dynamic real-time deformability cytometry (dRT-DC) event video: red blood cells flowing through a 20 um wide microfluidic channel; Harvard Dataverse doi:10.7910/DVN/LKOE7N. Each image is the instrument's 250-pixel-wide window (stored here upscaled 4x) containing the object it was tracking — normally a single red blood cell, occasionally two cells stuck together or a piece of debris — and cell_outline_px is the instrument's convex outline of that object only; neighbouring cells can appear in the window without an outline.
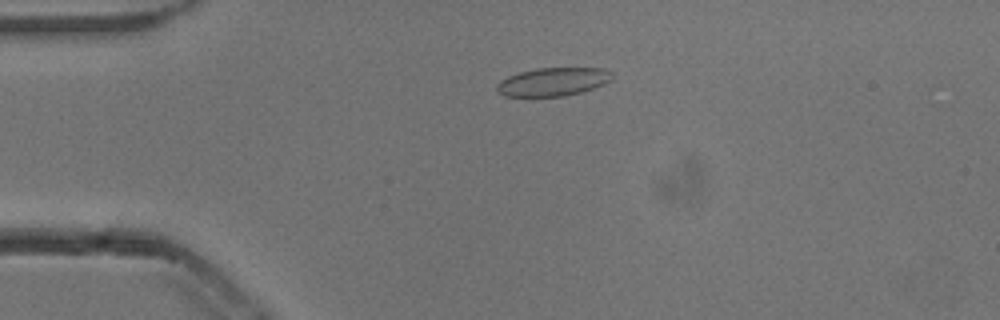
{"species": "common noctule bat (a hibernating species)", "species_latin": "Nyctalus noctula", "temperature_condition": "cold", "stored_images_in_passage": 50, "camera_frame_rate_fps": 3000, "um_per_image_px": 0.085, "animal": {"sex": "male", "body_mass_g": 13.3}, "frame": {"image": 1, "passage_image": 12, "time_ms": 3.667, "image_size_px": [1000, 320], "cell_outline_px": [[612, 80], [604, 84], [580, 92], [564, 96], [504, 96], [496, 92], [496, 84], [500, 80], [508, 76], [520, 72], [536, 68], [604, 68], [612, 72]], "centroid_in_image_um": [46.98, 6.95], "position_along_channel_um": 38.0, "area_um2": 19.07}}
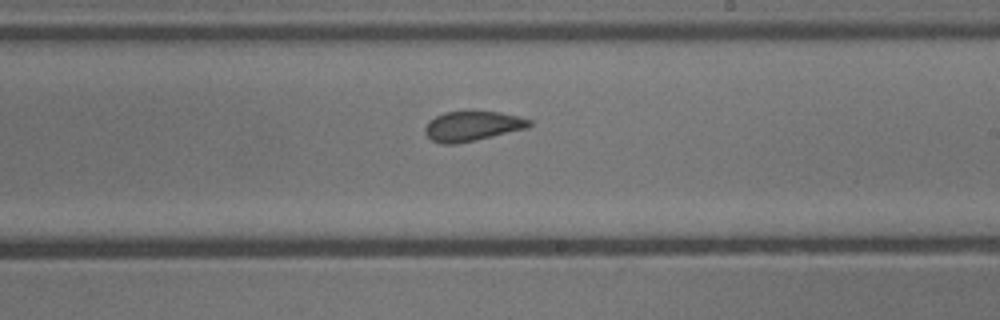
{"frame": {"image": 2, "passage_image": 31, "time_ms": 10.0, "image_size_px": [1000, 320], "cell_outline_px": [[532, 124], [528, 128], [476, 140], [456, 144], [440, 144], [432, 140], [424, 132], [424, 128], [428, 120], [444, 112], [500, 112], [532, 120]], "centroid_in_image_um": [40.13, 10.73], "position_along_channel_um": 248.9, "area_um2": 18.09}}
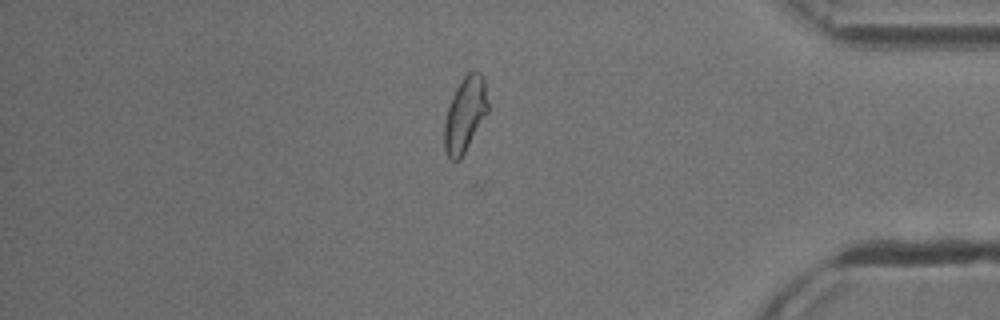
{"frame": {"image": 3, "passage_image": 45, "time_ms": 14.667, "image_size_px": [1000, 320], "cell_outline_px": [[488, 112], [460, 160], [452, 160], [444, 152], [444, 124], [448, 108], [452, 96], [460, 80], [468, 72], [480, 72], [484, 76], [488, 104]], "centroid_in_image_um": [39.53, 9.72], "position_along_channel_um": 395.7, "area_um2": 19.02}, "authors_computed_cell_mechanics": {"area_um2": 18.9584, "velocity_mm_per_s": 3.8365, "shape_relaxation_time_tau1_ms": 8.5245, "shape_relaxation_time_tau2_ms": 1.3839, "deformation_change_tau1": 0.1424, "deformation_change_tau2": 0.0664}}